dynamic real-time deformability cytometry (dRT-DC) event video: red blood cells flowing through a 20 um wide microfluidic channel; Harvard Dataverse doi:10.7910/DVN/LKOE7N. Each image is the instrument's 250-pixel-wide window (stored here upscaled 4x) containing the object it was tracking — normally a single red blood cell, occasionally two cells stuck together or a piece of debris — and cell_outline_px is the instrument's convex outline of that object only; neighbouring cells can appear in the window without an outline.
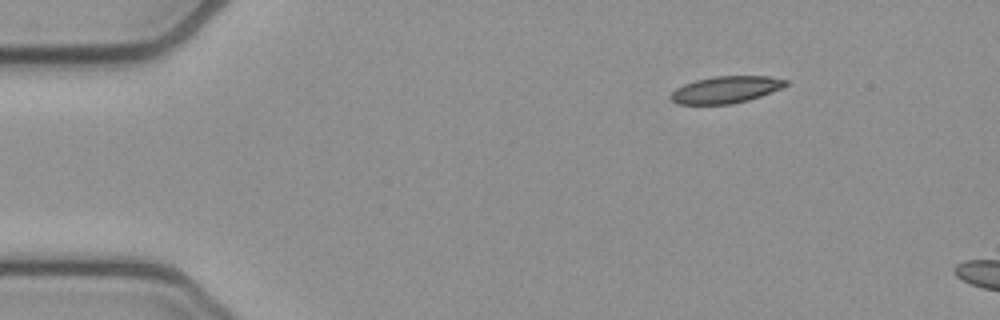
{"species": "common noctule bat (a hibernating species)", "species_latin": "Nyctalus noctula", "temperature_condition": "cold", "stored_images_in_passage": 5, "camera_frame_rate_fps": 3000, "um_per_image_px": 0.085, "animal": {"sex": "female", "body_mass_g": 21.9}, "frame": {"image": 1, "passage_image": 1, "time_ms": 0.0, "image_size_px": [1000, 320], "cell_outline_px": [[788, 84], [780, 88], [760, 96], [748, 100], [732, 104], [676, 104], [668, 96], [676, 88], [684, 84], [696, 80], [716, 76], [768, 76], [788, 80]], "centroid_in_image_um": [61.67, 7.62], "position_along_channel_um": 23.3, "area_um2": 17.92}}